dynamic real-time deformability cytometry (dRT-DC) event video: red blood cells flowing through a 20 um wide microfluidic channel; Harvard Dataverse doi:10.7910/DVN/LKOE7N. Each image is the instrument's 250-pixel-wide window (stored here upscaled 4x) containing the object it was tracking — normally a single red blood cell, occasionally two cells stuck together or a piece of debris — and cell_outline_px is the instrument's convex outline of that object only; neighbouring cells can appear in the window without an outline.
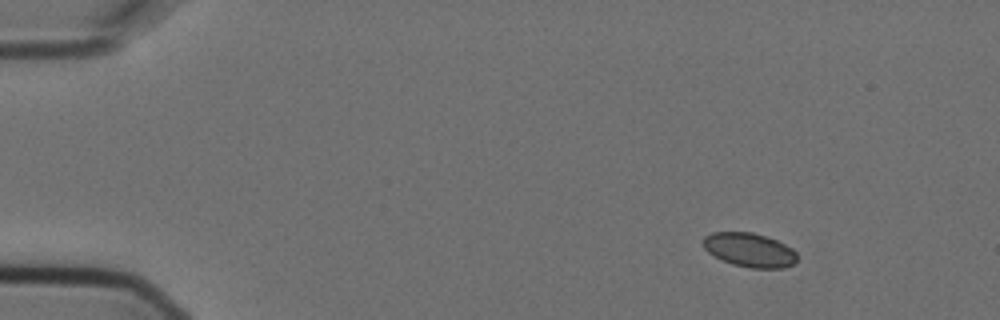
{"species": "Egyptian fruit bat (a non-hibernating species)", "species_latin": "Rousettus aegyptiacus", "temperature_condition": "cold", "stored_images_in_passage": 5, "camera_frame_rate_fps": 3000, "um_per_image_px": 0.085, "animal": {"sex": "female"}, "frame": {"image": 1, "passage_image": 1, "time_ms": 0.0, "image_size_px": [1000, 320], "cell_outline_px": [[796, 260], [792, 264], [784, 268], [752, 268], [732, 264], [708, 252], [704, 248], [704, 236], [712, 232], [752, 232], [768, 236], [792, 248], [796, 252]], "centroid_in_image_um": [63.72, 21.23], "position_along_channel_um": 21.3, "area_um2": 18.5}}
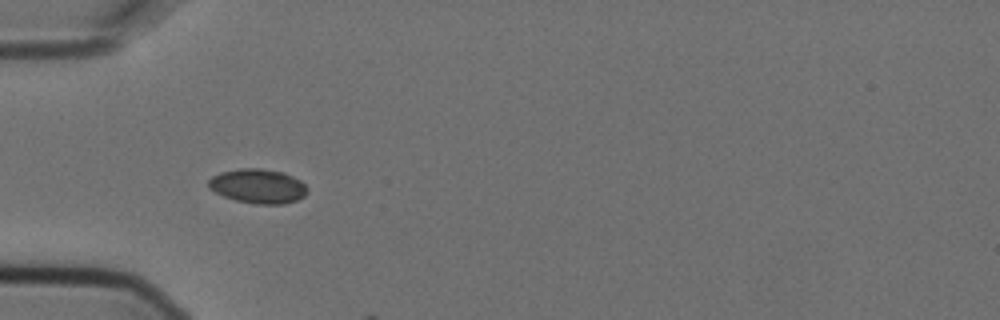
{"frame": {"image": 2, "passage_image": 4, "time_ms": 1.0, "image_size_px": [1000, 320], "cell_outline_px": [[308, 192], [304, 196], [296, 200], [284, 204], [256, 204], [236, 200], [224, 196], [208, 188], [208, 180], [212, 176], [220, 172], [240, 168], [260, 168], [284, 172], [300, 180], [308, 188]], "centroid_in_image_um": [21.93, 15.81], "position_along_channel_um": 63.1, "area_um2": 19.88}}
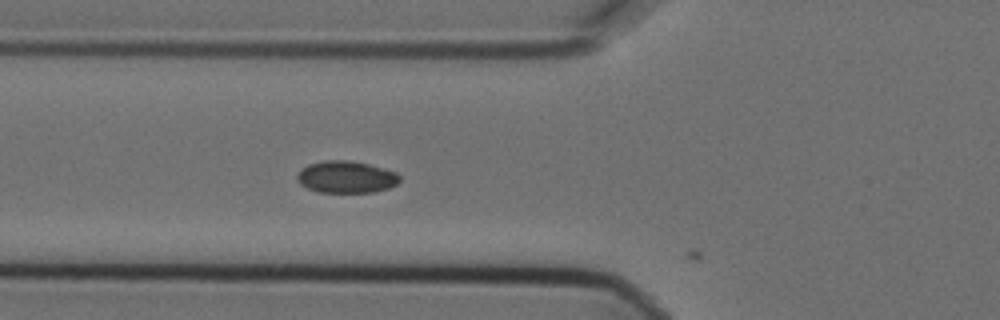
{"frame": {"image": 3, "passage_image": 5, "time_ms": 1.333, "image_size_px": [1000, 320], "cell_outline_px": [[400, 180], [396, 184], [388, 188], [372, 192], [316, 192], [300, 184], [296, 180], [296, 176], [300, 168], [308, 164], [324, 160], [352, 160], [384, 168], [396, 172], [400, 176]], "centroid_in_image_um": [29.39, 15.03], "position_along_channel_um": 96.4, "area_um2": 19.31}}